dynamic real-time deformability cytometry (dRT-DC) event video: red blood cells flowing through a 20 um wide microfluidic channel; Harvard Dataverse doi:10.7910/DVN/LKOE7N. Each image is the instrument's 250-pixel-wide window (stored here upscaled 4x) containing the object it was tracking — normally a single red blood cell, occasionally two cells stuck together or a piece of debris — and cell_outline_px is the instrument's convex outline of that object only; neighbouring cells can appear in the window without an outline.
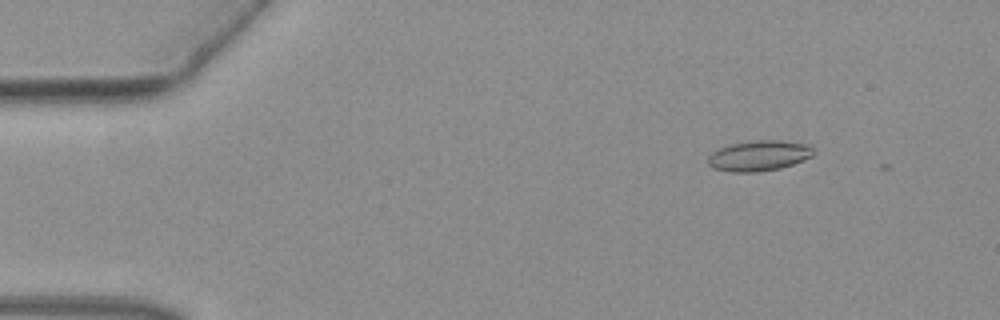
{"species": "common noctule bat (a hibernating species)", "species_latin": "Nyctalus noctula", "temperature_condition": "warm", "stored_images_in_passage": 7, "camera_frame_rate_fps": 3000, "um_per_image_px": 0.085, "animal": {"sex": "female", "body_mass_g": 19.3, "forearm_length_mm": 54.1}, "frame": {"image": 1, "passage_image": 6, "time_ms": 1.667, "image_size_px": [1000, 320], "cell_outline_px": [[812, 156], [804, 160], [780, 168], [756, 172], [732, 172], [712, 168], [708, 164], [708, 156], [712, 152], [728, 144], [752, 140], [780, 140], [808, 144], [812, 148]], "centroid_in_image_um": [64.48, 13.23], "position_along_channel_um": 20.5, "area_um2": 18.79}}